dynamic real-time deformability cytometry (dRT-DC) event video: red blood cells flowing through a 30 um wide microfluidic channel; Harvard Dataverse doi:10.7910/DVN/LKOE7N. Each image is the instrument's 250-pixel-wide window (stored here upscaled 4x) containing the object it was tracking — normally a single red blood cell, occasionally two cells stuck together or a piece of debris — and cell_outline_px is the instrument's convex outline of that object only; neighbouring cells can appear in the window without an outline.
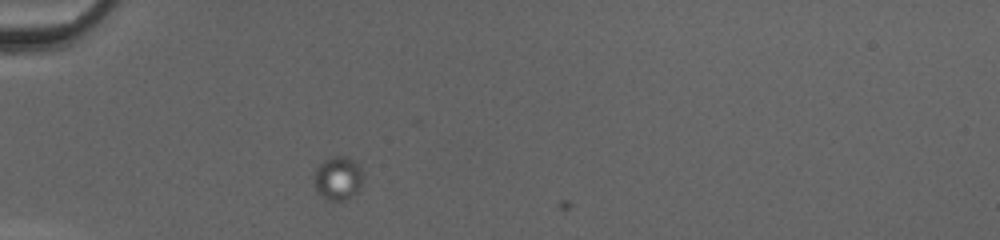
{"species": "common noctule bat (a hibernating species)", "species_latin": "Nyctalus noctula", "temperature_condition": "cold", "stored_images_in_passage": 4, "camera_frame_rate_fps": 3000, "um_per_image_px": 0.085, "animal": {"sex": "female", "body_mass_g": 20.0, "forearm_length_mm": 54.0}, "frame": {"image": 1, "passage_image": 3, "time_ms": 0.667, "image_size_px": [1000, 240], "cell_outline_px": [[360, 188], [356, 192], [344, 200], [324, 200], [316, 192], [316, 168], [324, 160], [332, 156], [348, 156], [360, 168]], "centroid_in_image_um": [28.69, 15.16], "position_along_channel_um": 56.3, "area_um2": 12.02}}